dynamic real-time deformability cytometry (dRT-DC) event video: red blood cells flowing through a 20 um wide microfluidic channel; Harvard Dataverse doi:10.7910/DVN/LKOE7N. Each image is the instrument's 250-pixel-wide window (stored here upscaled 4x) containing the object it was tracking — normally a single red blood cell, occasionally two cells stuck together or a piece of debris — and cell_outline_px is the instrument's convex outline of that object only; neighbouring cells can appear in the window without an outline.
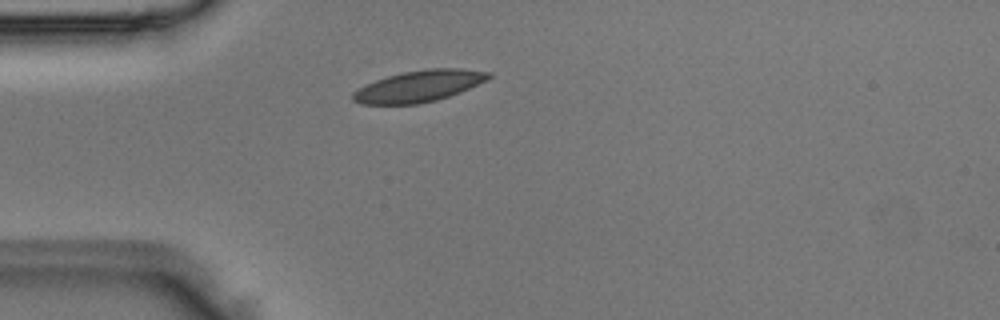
{"species": "Egyptian fruit bat (a non-hibernating species)", "species_latin": "Rousettus aegyptiacus", "temperature_condition": "room temperature", "stored_images_in_passage": 2, "camera_frame_rate_fps": 3000, "um_per_image_px": 0.085, "animal": {"sex": "male"}, "frame": {"image": 1, "passage_image": 1, "time_ms": 0.0, "image_size_px": [1000, 320], "cell_outline_px": [[492, 76], [460, 92], [436, 100], [416, 104], [360, 104], [352, 100], [352, 92], [376, 80], [388, 76], [404, 72], [428, 68], [460, 68], [492, 72]], "centroid_in_image_um": [35.6, 7.32], "position_along_channel_um": 49.4, "area_um2": 24.51}}